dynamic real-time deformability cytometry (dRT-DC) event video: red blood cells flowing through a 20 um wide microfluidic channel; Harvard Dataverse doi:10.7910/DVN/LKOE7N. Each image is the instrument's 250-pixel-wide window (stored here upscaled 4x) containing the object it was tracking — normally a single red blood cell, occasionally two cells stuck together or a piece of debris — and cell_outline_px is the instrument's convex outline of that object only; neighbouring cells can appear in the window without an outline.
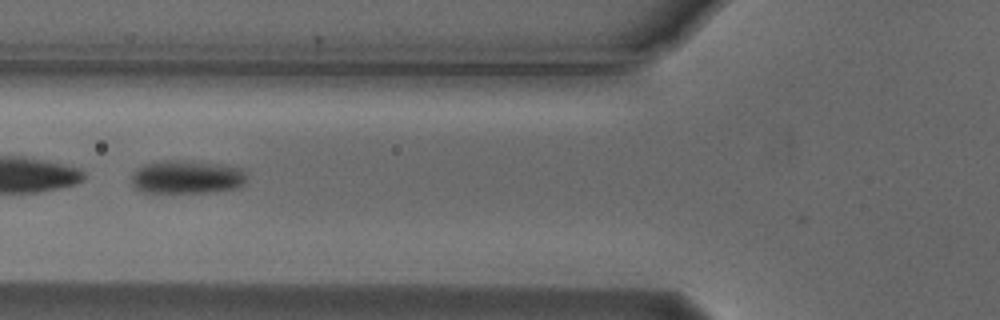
{"species": "Egyptian fruit bat (a non-hibernating species)", "species_latin": "Rousettus aegyptiacus", "temperature_condition": "cold", "stored_images_in_passage": 12, "camera_frame_rate_fps": 3000, "um_per_image_px": 0.085, "animal": {"sex": "male"}, "frame": {"image": 1, "passage_image": 9, "time_ms": 2.667, "image_size_px": [1000, 320], "cell_outline_px": [[248, 180], [240, 188], [212, 192], [144, 192], [136, 188], [132, 184], [132, 172], [136, 168], [144, 164], [164, 160], [176, 160], [220, 164], [240, 168], [244, 172]], "centroid_in_image_um": [15.9, 15.05], "position_along_channel_um": 109.9, "area_um2": 22.48}}